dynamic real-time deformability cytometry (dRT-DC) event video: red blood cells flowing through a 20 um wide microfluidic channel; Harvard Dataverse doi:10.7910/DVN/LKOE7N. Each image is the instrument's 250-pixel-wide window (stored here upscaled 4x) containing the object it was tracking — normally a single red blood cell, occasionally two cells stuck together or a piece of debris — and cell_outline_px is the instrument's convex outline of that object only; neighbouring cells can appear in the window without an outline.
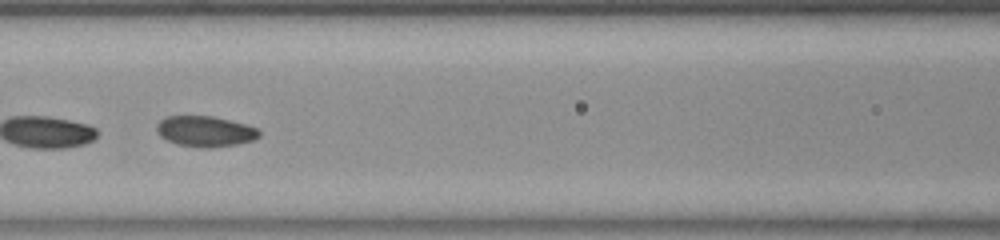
{"species": "common noctule bat (a hibernating species)", "species_latin": "Nyctalus noctula", "temperature_condition": "room temperature", "stored_images_in_passage": 46, "segment_of_instrument_passage": [2, 2], "camera_frame_rate_fps": 3000, "um_per_image_px": 0.085, "animal": {"sex": "female", "body_mass_g": 23.0, "forearm_length_mm": 53.4}, "frame": {"image": 1, "passage_image": 21, "time_ms": 6.667, "image_size_px": [1000, 240], "cell_outline_px": [[260, 136], [252, 140], [236, 144], [208, 148], [200, 148], [180, 144], [168, 140], [160, 136], [156, 132], [156, 124], [160, 120], [168, 116], [212, 116], [244, 124], [256, 128], [260, 132]], "centroid_in_image_um": [17.41, 11.16], "position_along_channel_um": 149.2, "area_um2": 18.09}}